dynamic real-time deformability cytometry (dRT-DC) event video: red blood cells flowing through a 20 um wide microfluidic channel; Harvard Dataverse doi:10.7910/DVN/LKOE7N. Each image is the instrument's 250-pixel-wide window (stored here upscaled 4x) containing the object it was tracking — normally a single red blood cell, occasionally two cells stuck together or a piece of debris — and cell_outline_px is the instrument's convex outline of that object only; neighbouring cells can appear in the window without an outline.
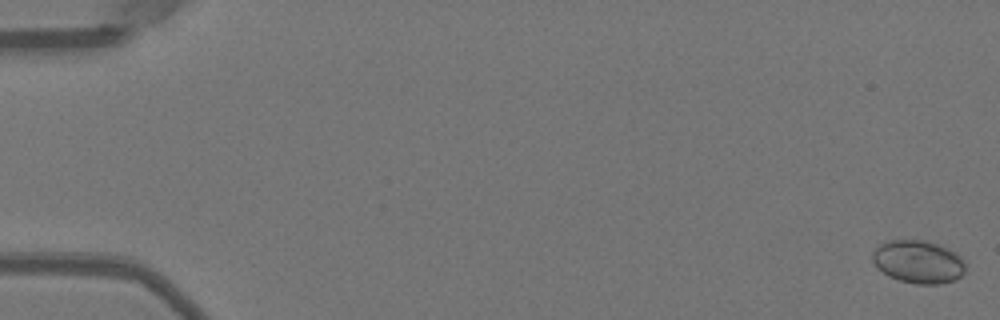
{"species": "Egyptian fruit bat (a non-hibernating species)", "species_latin": "Rousettus aegyptiacus", "temperature_condition": "warm", "stored_images_in_passage": 52, "camera_frame_rate_fps": 3000, "um_per_image_px": 0.085, "animal": {"sex": "female"}, "frame": {"image": 1, "passage_image": 1, "time_ms": 0.0, "image_size_px": [1000, 320], "cell_outline_px": [[964, 272], [956, 280], [940, 284], [916, 284], [900, 280], [888, 276], [876, 268], [872, 260], [872, 252], [880, 244], [888, 240], [928, 240], [940, 244], [956, 252], [964, 260]], "centroid_in_image_um": [78.05, 22.24], "position_along_channel_um": 7.0, "area_um2": 23.58}}
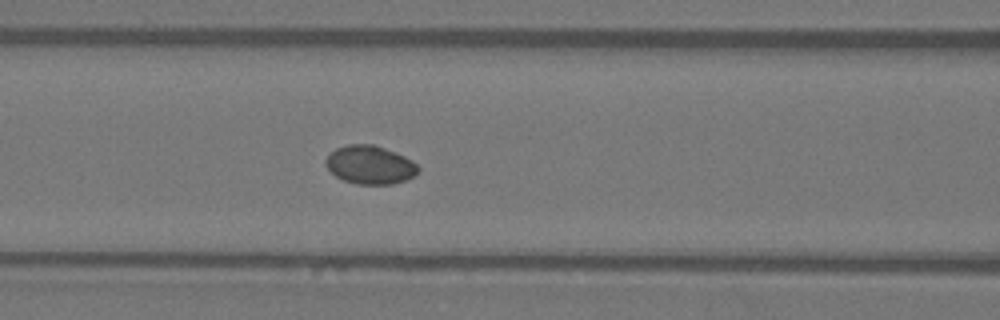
{"frame": {"image": 2, "passage_image": 23, "time_ms": 7.333, "image_size_px": [1000, 320], "cell_outline_px": [[420, 168], [416, 176], [392, 184], [356, 184], [344, 180], [336, 176], [324, 164], [324, 160], [336, 148], [348, 144], [372, 144], [396, 152], [412, 160]], "centroid_in_image_um": [31.46, 14.01], "position_along_channel_um": 135.1, "area_um2": 20.69}}
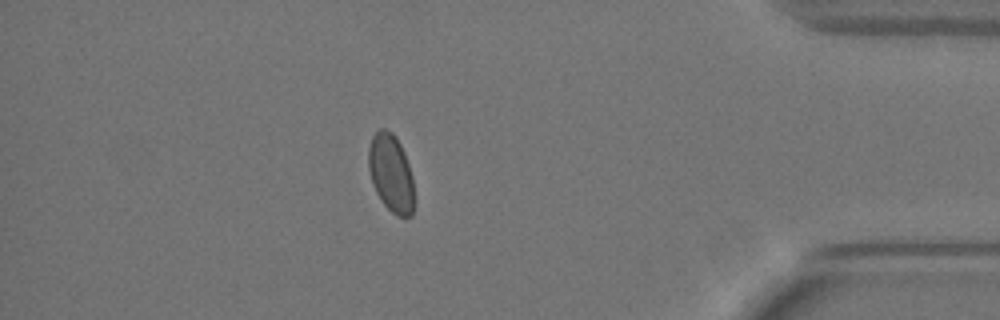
{"frame": {"image": 3, "passage_image": 46, "time_ms": 15.0, "image_size_px": [1000, 320], "cell_outline_px": [[416, 204], [412, 216], [396, 216], [384, 204], [376, 192], [372, 184], [368, 168], [368, 148], [372, 136], [380, 128], [384, 128], [392, 132], [396, 136], [404, 152], [412, 176], [416, 200]], "centroid_in_image_um": [33.25, 14.74], "position_along_channel_um": 401.9, "area_um2": 21.15}}